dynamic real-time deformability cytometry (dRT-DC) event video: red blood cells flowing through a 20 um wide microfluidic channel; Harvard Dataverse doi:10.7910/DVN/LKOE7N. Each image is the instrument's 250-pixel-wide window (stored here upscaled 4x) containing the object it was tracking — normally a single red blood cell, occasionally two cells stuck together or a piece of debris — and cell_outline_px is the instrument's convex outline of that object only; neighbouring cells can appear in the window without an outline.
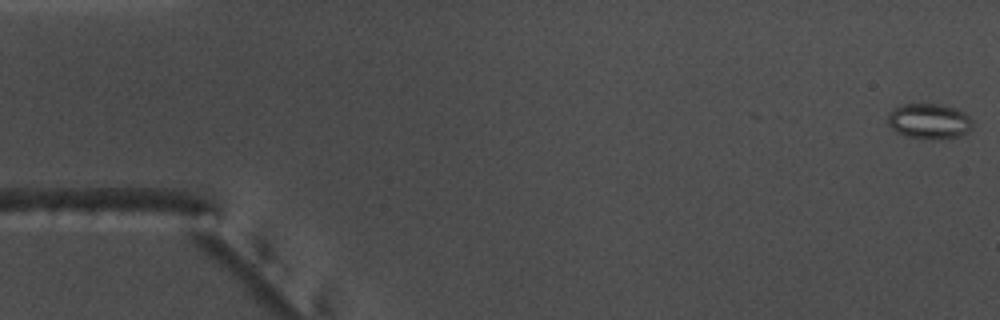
{"species": "common noctule bat (a hibernating species)", "species_latin": "Nyctalus noctula", "temperature_condition": "warm", "stored_images_in_passage": 8, "camera_frame_rate_fps": 3000, "um_per_image_px": 0.085, "animal": {"sex": "male", "body_mass_g": 17.5, "forearm_length_mm": 52.3}, "frame": {"image": 1, "passage_image": 1, "time_ms": 0.0, "image_size_px": [1000, 320], "cell_outline_px": [[972, 124], [968, 132], [960, 136], [940, 140], [936, 140], [904, 136], [896, 132], [888, 124], [888, 116], [900, 104], [940, 104], [956, 108], [964, 112], [972, 120]], "centroid_in_image_um": [79.0, 10.32], "position_along_channel_um": 6.0, "area_um2": 17.57}}